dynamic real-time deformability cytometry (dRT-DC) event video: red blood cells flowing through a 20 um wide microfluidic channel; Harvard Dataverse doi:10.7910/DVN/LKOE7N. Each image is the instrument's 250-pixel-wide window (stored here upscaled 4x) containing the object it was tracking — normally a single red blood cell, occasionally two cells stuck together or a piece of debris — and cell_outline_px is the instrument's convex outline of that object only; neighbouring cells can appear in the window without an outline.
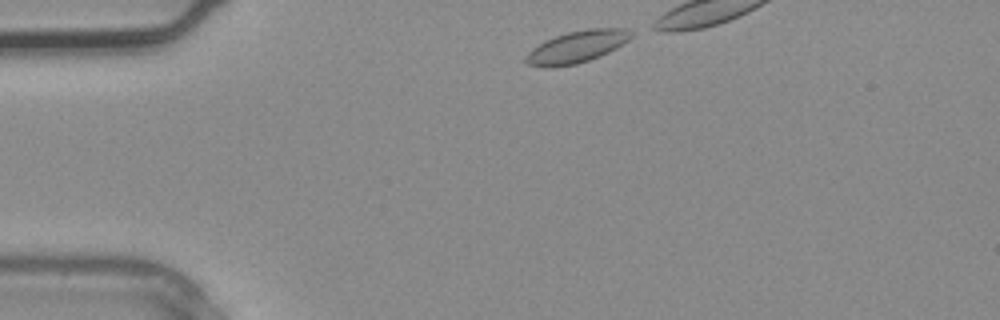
{"species": "common noctule bat (a hibernating species)", "species_latin": "Nyctalus noctula", "temperature_condition": "warm", "stored_images_in_passage": 2, "camera_frame_rate_fps": 3000, "um_per_image_px": 0.085, "animal": {"sex": "male", "body_mass_g": 20.4}, "frame": {"image": 1, "passage_image": 1, "time_ms": 0.0, "image_size_px": [1000, 320], "cell_outline_px": [[632, 36], [628, 40], [616, 48], [600, 56], [576, 64], [552, 68], [548, 68], [528, 64], [524, 60], [524, 56], [532, 48], [556, 36], [568, 32], [588, 28], [624, 28], [632, 32]], "centroid_in_image_um": [49.02, 3.99], "position_along_channel_um": 36.0, "area_um2": 19.48}}